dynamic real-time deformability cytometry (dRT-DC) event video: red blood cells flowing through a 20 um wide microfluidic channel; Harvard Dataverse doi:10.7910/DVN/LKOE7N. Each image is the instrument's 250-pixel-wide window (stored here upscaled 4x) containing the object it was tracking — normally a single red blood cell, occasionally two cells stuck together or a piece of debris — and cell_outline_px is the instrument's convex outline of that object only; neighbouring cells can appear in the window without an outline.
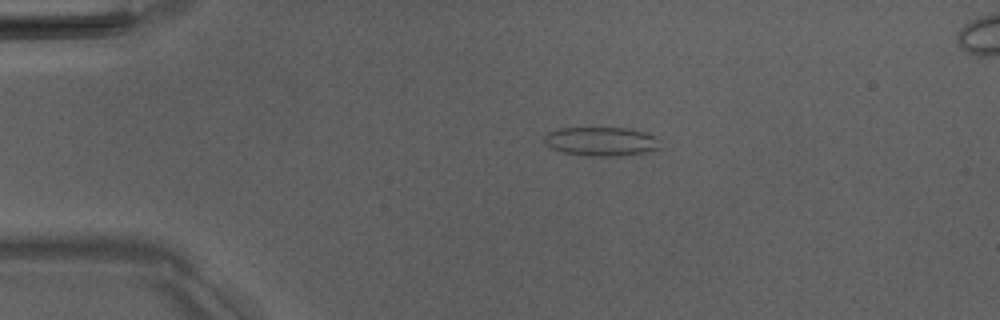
{"species": "Egyptian fruit bat (a non-hibernating species)", "species_latin": "Rousettus aegyptiacus", "temperature_condition": "room temperature", "stored_images_in_passage": 41, "camera_frame_rate_fps": 3000, "um_per_image_px": 0.085, "animal": {"sex": "male"}, "frame": {"image": 1, "passage_image": 1, "time_ms": 0.0, "image_size_px": [1000, 320], "cell_outline_px": [[664, 148], [648, 152], [620, 156], [588, 156], [564, 152], [552, 148], [544, 144], [544, 136], [548, 132], [560, 128], [628, 128], [644, 132], [656, 136]], "centroid_in_image_um": [51.16, 12.03], "position_along_channel_um": 33.8, "area_um2": 19.83}}
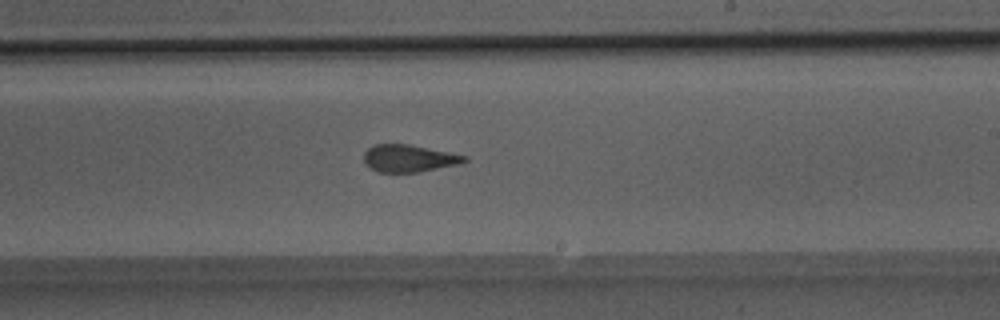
{"frame": {"image": 2, "passage_image": 21, "time_ms": 6.667, "image_size_px": [1000, 320], "cell_outline_px": [[468, 160], [460, 164], [420, 172], [376, 172], [364, 164], [364, 152], [372, 144], [408, 144], [468, 156]], "centroid_in_image_um": [34.74, 13.46], "position_along_channel_um": 254.3, "area_um2": 16.13}}
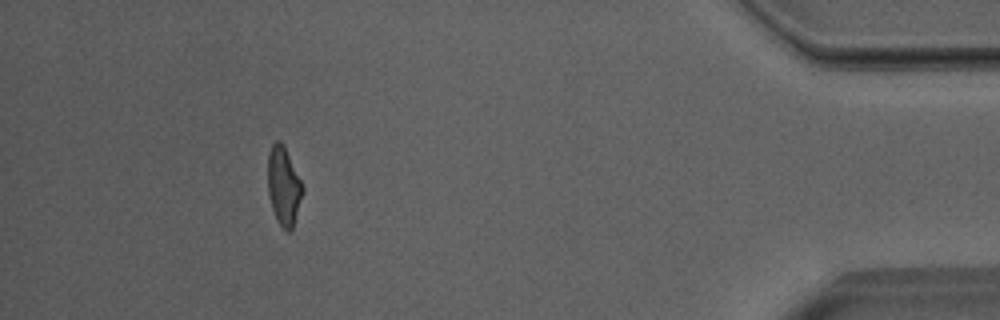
{"frame": {"image": 3, "passage_image": 37, "time_ms": 12.0, "image_size_px": [1000, 320], "cell_outline_px": [[304, 192], [292, 232], [288, 232], [276, 220], [272, 208], [268, 192], [268, 156], [272, 144], [276, 140], [280, 140], [284, 144], [304, 188]], "centroid_in_image_um": [24.13, 15.83], "position_along_channel_um": 411.1, "area_um2": 16.07}, "authors_computed_cell_mechanics": {"area_um2": 16.762, "velocity_mm_per_s": 4.0256, "shape_relaxation_time_tau1_ms": null, "shape_relaxation_time_tau2_ms": 1.3824, "deformation_change_tau1": null, "deformation_change_tau2": 0.097}}